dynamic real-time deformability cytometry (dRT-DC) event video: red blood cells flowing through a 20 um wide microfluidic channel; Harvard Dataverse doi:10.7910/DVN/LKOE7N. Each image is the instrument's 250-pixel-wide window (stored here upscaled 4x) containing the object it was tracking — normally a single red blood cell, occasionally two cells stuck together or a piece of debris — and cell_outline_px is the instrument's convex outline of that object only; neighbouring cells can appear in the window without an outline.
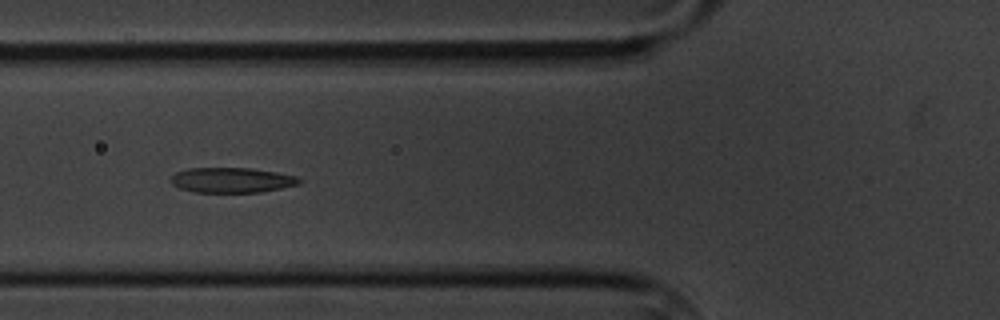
{"species": "common noctule bat (a hibernating species)", "species_latin": "Nyctalus noctula", "temperature_condition": "cold", "stored_images_in_passage": 6, "camera_frame_rate_fps": 3000, "um_per_image_px": 0.085, "animal": {"sex": "male", "body_mass_g": 20.1, "forearm_length_mm": 53.5}, "frame": {"image": 1, "passage_image": 5, "time_ms": 5.333, "image_size_px": [1000, 320], "cell_outline_px": [[304, 180], [300, 184], [260, 192], [196, 192], [180, 188], [172, 184], [168, 180], [176, 172], [188, 168], [252, 168], [276, 172], [296, 176]], "centroid_in_image_um": [19.7, 15.3], "position_along_channel_um": 106.1, "area_um2": 18.84}}
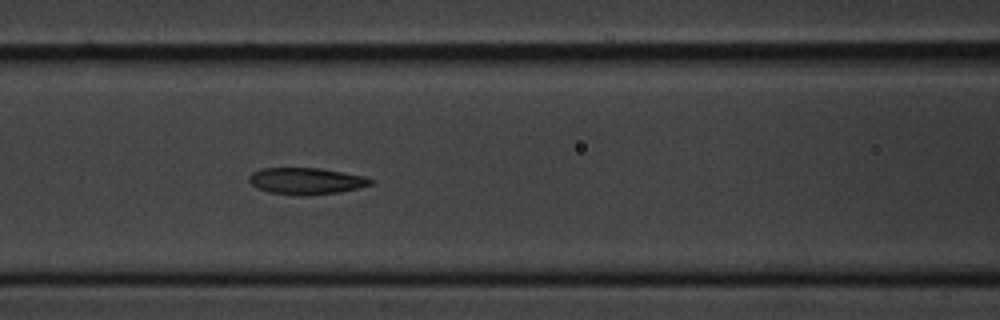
{"frame": {"image": 2, "passage_image": 6, "time_ms": 6.333, "image_size_px": [1000, 320], "cell_outline_px": [[372, 184], [360, 188], [340, 192], [304, 196], [268, 192], [256, 188], [248, 180], [248, 176], [252, 172], [260, 168], [320, 168], [364, 176], [372, 180]], "centroid_in_image_um": [25.99, 15.39], "position_along_channel_um": 140.6, "area_um2": 18.96}}